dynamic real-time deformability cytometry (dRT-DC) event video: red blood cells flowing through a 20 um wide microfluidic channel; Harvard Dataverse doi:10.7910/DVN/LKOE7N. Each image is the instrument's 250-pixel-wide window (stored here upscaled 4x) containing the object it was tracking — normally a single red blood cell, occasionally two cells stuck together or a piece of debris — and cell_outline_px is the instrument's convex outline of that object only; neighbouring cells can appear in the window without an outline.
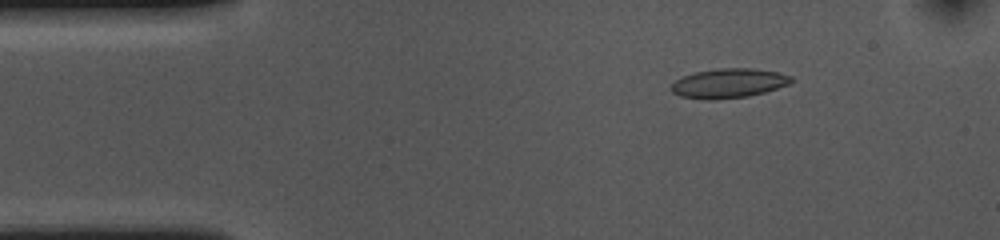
{"species": "common noctule bat (a hibernating species)", "species_latin": "Nyctalus noctula", "temperature_condition": "cold", "stored_images_in_passage": 46, "camera_frame_rate_fps": 3000, "um_per_image_px": 0.085, "animal": {"sex": "female", "body_mass_g": 10.0, "forearm_length_mm": 53.1}, "frame": {"image": 1, "passage_image": 7, "time_ms": 2.0, "image_size_px": [1000, 240], "cell_outline_px": [[792, 80], [788, 84], [764, 92], [748, 96], [712, 100], [704, 100], [680, 96], [672, 92], [672, 84], [676, 80], [684, 76], [696, 72], [720, 68], [752, 68], [776, 72], [792, 76]], "centroid_in_image_um": [61.92, 7.08], "position_along_channel_um": 23.1, "area_um2": 20.35}}
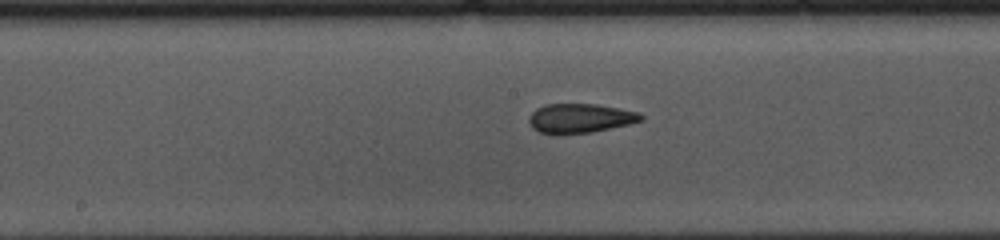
{"frame": {"image": 2, "passage_image": 26, "time_ms": 8.333, "image_size_px": [1000, 240], "cell_outline_px": [[644, 120], [628, 124], [592, 132], [556, 136], [540, 132], [532, 128], [528, 120], [528, 116], [536, 108], [544, 104], [596, 104], [620, 108], [640, 112], [644, 116]], "centroid_in_image_um": [49.28, 10.06], "position_along_channel_um": 198.9, "area_um2": 19.59}}
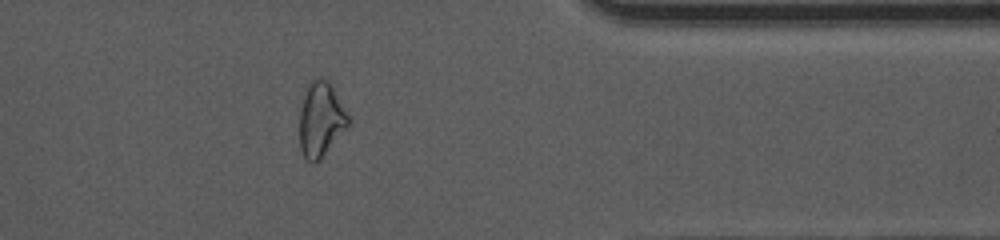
{"frame": {"image": 3, "passage_image": 43, "time_ms": 14.0, "image_size_px": [1000, 240], "cell_outline_px": [[348, 128], [320, 160], [312, 164], [304, 156], [300, 148], [300, 108], [308, 84], [316, 76], [324, 76], [332, 84], [348, 116]], "centroid_in_image_um": [27.28, 10.14], "position_along_channel_um": 384.1, "area_um2": 21.39}, "authors_computed_cell_mechanics": {"area_um2": 19.5942, "velocity_mm_per_s": 3.6168, "shape_relaxation_time_tau1_ms": 7.6558, "shape_relaxation_time_tau2_ms": 2.294, "deformation_change_tau1": 0.175, "deformation_change_tau2": 0.0986}}